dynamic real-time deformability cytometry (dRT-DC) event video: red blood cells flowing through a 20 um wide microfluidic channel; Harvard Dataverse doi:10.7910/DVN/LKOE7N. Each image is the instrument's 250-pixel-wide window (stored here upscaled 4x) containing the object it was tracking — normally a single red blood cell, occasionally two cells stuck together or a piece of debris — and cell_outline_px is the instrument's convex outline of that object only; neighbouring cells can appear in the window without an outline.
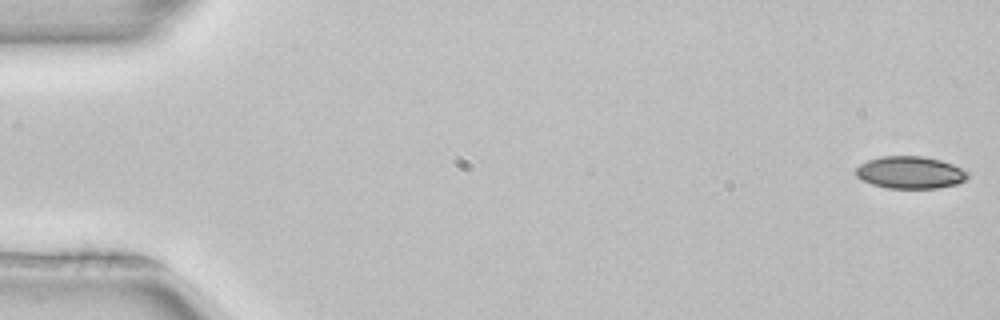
{"species": "common noctule bat (a hibernating species)", "species_latin": "Nyctalus noctula", "temperature_condition": "room temperature", "stored_images_in_passage": 52, "camera_frame_rate_fps": 3000, "um_per_image_px": 0.085, "animal": {"sex": "female", "body_mass_g": 22.7, "forearm_length_mm": 54.2}, "frame": {"image": 1, "passage_image": 1, "time_ms": 0.0, "image_size_px": [1000, 320], "cell_outline_px": [[968, 176], [964, 180], [956, 184], [936, 188], [888, 188], [872, 184], [856, 176], [856, 168], [860, 164], [868, 160], [880, 156], [924, 156], [940, 160], [952, 164], [968, 172]], "centroid_in_image_um": [77.35, 14.65], "position_along_channel_um": 7.6, "area_um2": 20.87}}
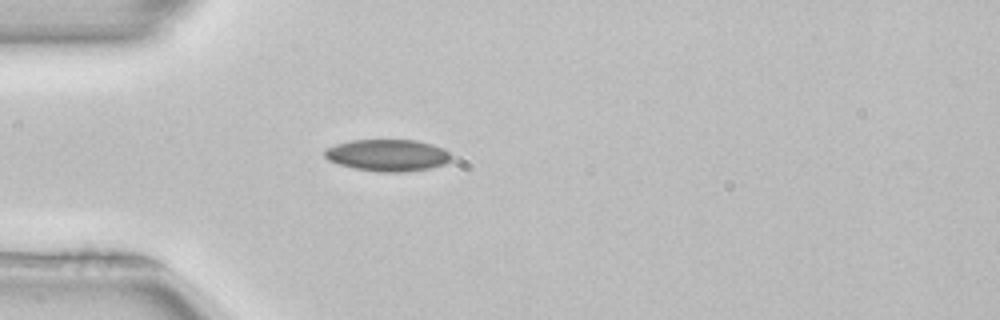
{"frame": {"image": 2, "passage_image": 15, "time_ms": 4.667, "image_size_px": [1000, 320], "cell_outline_px": [[452, 156], [444, 164], [428, 168], [404, 172], [380, 172], [356, 168], [340, 164], [328, 160], [324, 156], [324, 148], [336, 144], [352, 140], [416, 140], [432, 144], [444, 148]], "centroid_in_image_um": [32.93, 13.18], "position_along_channel_um": 52.1, "area_um2": 23.35}}
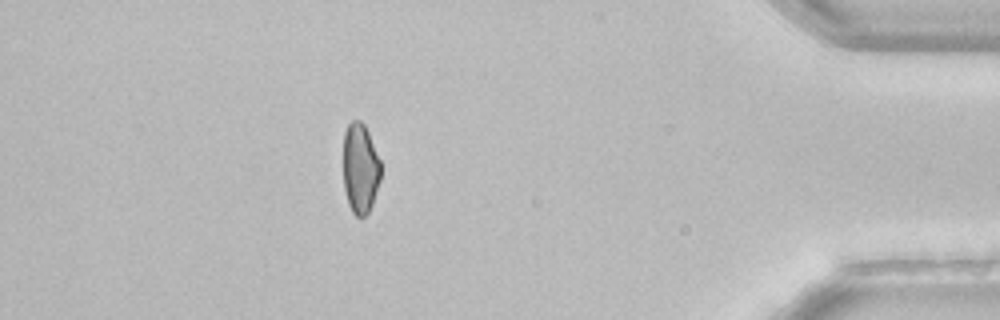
{"frame": {"image": 3, "passage_image": 46, "time_ms": 15.0, "image_size_px": [1000, 320], "cell_outline_px": [[380, 180], [372, 204], [368, 212], [364, 216], [356, 216], [352, 212], [348, 204], [344, 188], [344, 132], [348, 124], [352, 120], [360, 120], [364, 124], [368, 132], [380, 160]], "centroid_in_image_um": [30.61, 14.31], "position_along_channel_um": 404.6, "area_um2": 19.59}}